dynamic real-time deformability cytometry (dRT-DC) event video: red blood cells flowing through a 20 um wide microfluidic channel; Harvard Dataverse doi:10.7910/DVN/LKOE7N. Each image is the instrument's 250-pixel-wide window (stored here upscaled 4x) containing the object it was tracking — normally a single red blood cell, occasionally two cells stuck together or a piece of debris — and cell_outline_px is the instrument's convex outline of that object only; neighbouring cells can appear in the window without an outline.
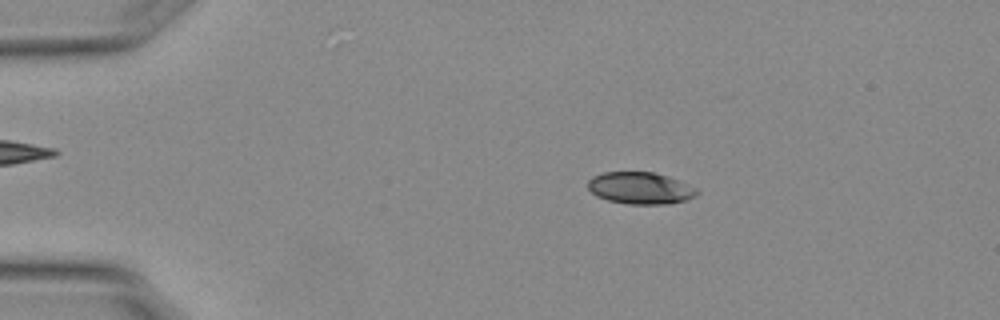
{"species": "Egyptian fruit bat (a non-hibernating species)", "species_latin": "Rousettus aegyptiacus", "temperature_condition": "warm", "stored_images_in_passage": 36, "camera_frame_rate_fps": 3000, "um_per_image_px": 0.085, "animal": {"sex": "female"}, "frame": {"image": 1, "passage_image": 4, "time_ms": 1.0, "image_size_px": [1000, 320], "cell_outline_px": [[700, 192], [696, 196], [688, 200], [668, 204], [628, 204], [608, 200], [596, 196], [588, 188], [588, 180], [592, 176], [604, 172], [656, 172], [668, 176], [688, 184], [696, 188]], "centroid_in_image_um": [54.45, 15.99], "position_along_channel_um": 30.6, "area_um2": 20.46}}
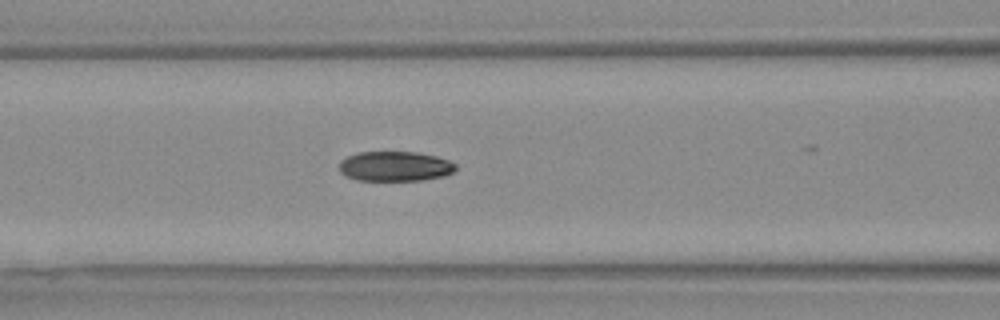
{"frame": {"image": 2, "passage_image": 17, "time_ms": 5.333, "image_size_px": [1000, 320], "cell_outline_px": [[456, 168], [452, 172], [444, 176], [420, 180], [356, 180], [344, 176], [340, 172], [340, 160], [356, 152], [416, 152], [436, 156], [448, 160], [456, 164]], "centroid_in_image_um": [33.55, 14.13], "position_along_channel_um": 133.1, "area_um2": 20.29}}
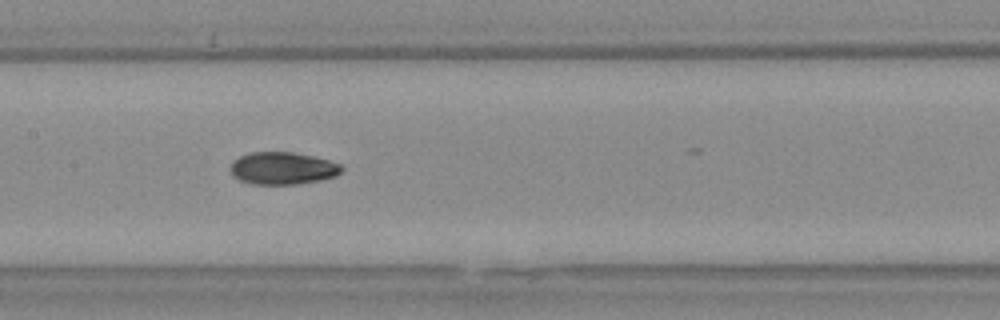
{"frame": {"image": 3, "passage_image": 21, "time_ms": 6.667, "image_size_px": [1000, 320], "cell_outline_px": [[344, 168], [336, 176], [320, 180], [296, 184], [252, 184], [240, 180], [232, 176], [232, 164], [240, 156], [248, 152], [292, 152], [312, 156], [328, 160], [340, 164]], "centroid_in_image_um": [24.04, 14.3], "position_along_channel_um": 183.4, "area_um2": 20.81}}